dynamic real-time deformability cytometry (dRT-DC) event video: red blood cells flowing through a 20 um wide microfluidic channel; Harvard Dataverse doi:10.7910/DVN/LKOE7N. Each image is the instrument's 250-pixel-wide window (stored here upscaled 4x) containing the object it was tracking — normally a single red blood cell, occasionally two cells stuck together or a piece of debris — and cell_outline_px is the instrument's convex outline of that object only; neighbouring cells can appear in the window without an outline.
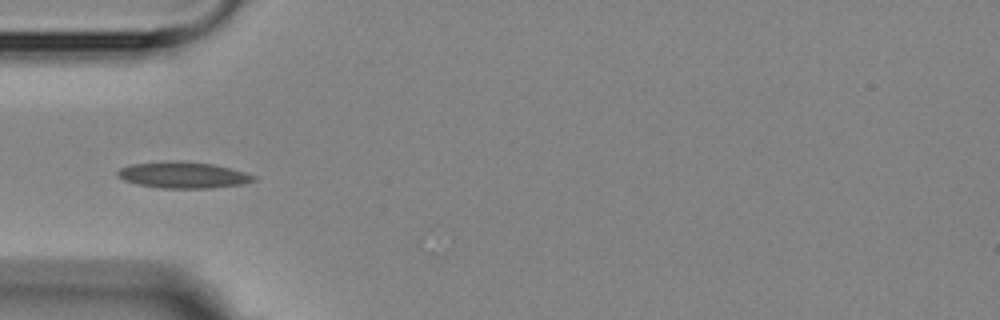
{"species": "Egyptian fruit bat (a non-hibernating species)", "species_latin": "Rousettus aegyptiacus", "temperature_condition": "room temperature", "stored_images_in_passage": 6, "camera_frame_rate_fps": 3000, "um_per_image_px": 0.085, "animal": {"sex": "female"}, "frame": {"image": 1, "passage_image": 4, "time_ms": 4.0, "image_size_px": [1000, 320], "cell_outline_px": [[256, 180], [244, 184], [212, 188], [164, 188], [136, 184], [124, 180], [116, 172], [120, 168], [128, 164], [172, 160], [180, 160], [212, 164], [244, 172], [256, 176]], "centroid_in_image_um": [15.56, 14.87], "position_along_channel_um": 69.4, "area_um2": 20.92}}
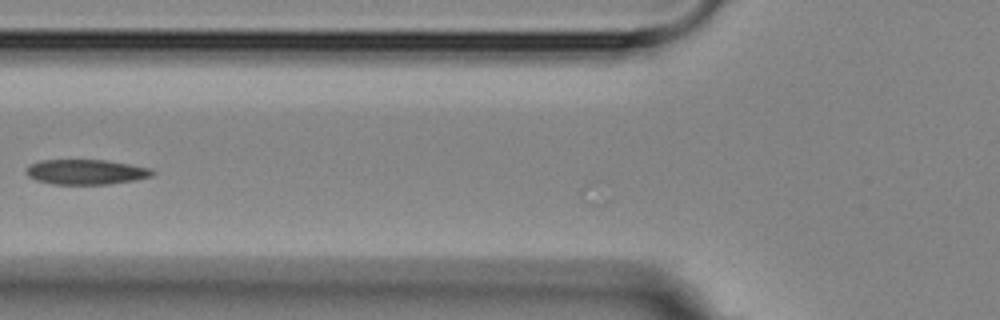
{"frame": {"image": 2, "passage_image": 5, "time_ms": 5.333, "image_size_px": [1000, 320], "cell_outline_px": [[156, 172], [152, 176], [136, 180], [108, 184], [52, 184], [36, 180], [28, 176], [24, 172], [24, 168], [28, 164], [40, 160], [108, 160], [152, 168]], "centroid_in_image_um": [7.29, 14.61], "position_along_channel_um": 118.5, "area_um2": 18.73}}